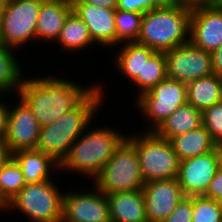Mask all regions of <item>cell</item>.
<instances>
[{
  "instance_id": "obj_32",
  "label": "cell",
  "mask_w": 222,
  "mask_h": 222,
  "mask_svg": "<svg viewBox=\"0 0 222 222\" xmlns=\"http://www.w3.org/2000/svg\"><path fill=\"white\" fill-rule=\"evenodd\" d=\"M156 7L153 0H118L117 3V9L119 10L139 13H146Z\"/></svg>"
},
{
  "instance_id": "obj_17",
  "label": "cell",
  "mask_w": 222,
  "mask_h": 222,
  "mask_svg": "<svg viewBox=\"0 0 222 222\" xmlns=\"http://www.w3.org/2000/svg\"><path fill=\"white\" fill-rule=\"evenodd\" d=\"M73 11L72 0H43L37 17L36 41L55 43L68 15Z\"/></svg>"
},
{
  "instance_id": "obj_43",
  "label": "cell",
  "mask_w": 222,
  "mask_h": 222,
  "mask_svg": "<svg viewBox=\"0 0 222 222\" xmlns=\"http://www.w3.org/2000/svg\"><path fill=\"white\" fill-rule=\"evenodd\" d=\"M0 211L2 212H5V206L0 202Z\"/></svg>"
},
{
  "instance_id": "obj_24",
  "label": "cell",
  "mask_w": 222,
  "mask_h": 222,
  "mask_svg": "<svg viewBox=\"0 0 222 222\" xmlns=\"http://www.w3.org/2000/svg\"><path fill=\"white\" fill-rule=\"evenodd\" d=\"M57 42L67 53L81 51L88 46L92 48L91 45H96L90 36L88 27L74 11L66 18L56 44H58Z\"/></svg>"
},
{
  "instance_id": "obj_29",
  "label": "cell",
  "mask_w": 222,
  "mask_h": 222,
  "mask_svg": "<svg viewBox=\"0 0 222 222\" xmlns=\"http://www.w3.org/2000/svg\"><path fill=\"white\" fill-rule=\"evenodd\" d=\"M192 222H222V210L216 200L193 196Z\"/></svg>"
},
{
  "instance_id": "obj_2",
  "label": "cell",
  "mask_w": 222,
  "mask_h": 222,
  "mask_svg": "<svg viewBox=\"0 0 222 222\" xmlns=\"http://www.w3.org/2000/svg\"><path fill=\"white\" fill-rule=\"evenodd\" d=\"M98 86L76 107L57 122L42 126L36 149L51 156L56 162H61L68 155L72 144L90 128L94 116L98 114L103 104V85Z\"/></svg>"
},
{
  "instance_id": "obj_23",
  "label": "cell",
  "mask_w": 222,
  "mask_h": 222,
  "mask_svg": "<svg viewBox=\"0 0 222 222\" xmlns=\"http://www.w3.org/2000/svg\"><path fill=\"white\" fill-rule=\"evenodd\" d=\"M201 125H203L202 112L191 104L186 103L166 118L155 132L159 136L169 140L173 136L195 130Z\"/></svg>"
},
{
  "instance_id": "obj_44",
  "label": "cell",
  "mask_w": 222,
  "mask_h": 222,
  "mask_svg": "<svg viewBox=\"0 0 222 222\" xmlns=\"http://www.w3.org/2000/svg\"><path fill=\"white\" fill-rule=\"evenodd\" d=\"M216 3L220 6H222V0H216Z\"/></svg>"
},
{
  "instance_id": "obj_39",
  "label": "cell",
  "mask_w": 222,
  "mask_h": 222,
  "mask_svg": "<svg viewBox=\"0 0 222 222\" xmlns=\"http://www.w3.org/2000/svg\"><path fill=\"white\" fill-rule=\"evenodd\" d=\"M157 7H175L180 5L179 0H153Z\"/></svg>"
},
{
  "instance_id": "obj_22",
  "label": "cell",
  "mask_w": 222,
  "mask_h": 222,
  "mask_svg": "<svg viewBox=\"0 0 222 222\" xmlns=\"http://www.w3.org/2000/svg\"><path fill=\"white\" fill-rule=\"evenodd\" d=\"M115 55L114 63L118 71L129 81L133 82L138 76H142L144 61H147L156 51L136 42H125L120 44Z\"/></svg>"
},
{
  "instance_id": "obj_15",
  "label": "cell",
  "mask_w": 222,
  "mask_h": 222,
  "mask_svg": "<svg viewBox=\"0 0 222 222\" xmlns=\"http://www.w3.org/2000/svg\"><path fill=\"white\" fill-rule=\"evenodd\" d=\"M142 192L147 222H162L185 197L177 178L146 182Z\"/></svg>"
},
{
  "instance_id": "obj_20",
  "label": "cell",
  "mask_w": 222,
  "mask_h": 222,
  "mask_svg": "<svg viewBox=\"0 0 222 222\" xmlns=\"http://www.w3.org/2000/svg\"><path fill=\"white\" fill-rule=\"evenodd\" d=\"M169 141L180 161L209 153L216 147V143L203 125L187 133L173 136Z\"/></svg>"
},
{
  "instance_id": "obj_4",
  "label": "cell",
  "mask_w": 222,
  "mask_h": 222,
  "mask_svg": "<svg viewBox=\"0 0 222 222\" xmlns=\"http://www.w3.org/2000/svg\"><path fill=\"white\" fill-rule=\"evenodd\" d=\"M191 8L183 5L156 7L144 13L136 43L166 52L189 43Z\"/></svg>"
},
{
  "instance_id": "obj_13",
  "label": "cell",
  "mask_w": 222,
  "mask_h": 222,
  "mask_svg": "<svg viewBox=\"0 0 222 222\" xmlns=\"http://www.w3.org/2000/svg\"><path fill=\"white\" fill-rule=\"evenodd\" d=\"M219 168L216 149L179 164L177 180L185 197L202 196Z\"/></svg>"
},
{
  "instance_id": "obj_12",
  "label": "cell",
  "mask_w": 222,
  "mask_h": 222,
  "mask_svg": "<svg viewBox=\"0 0 222 222\" xmlns=\"http://www.w3.org/2000/svg\"><path fill=\"white\" fill-rule=\"evenodd\" d=\"M189 42L209 53L222 45V6L191 8Z\"/></svg>"
},
{
  "instance_id": "obj_5",
  "label": "cell",
  "mask_w": 222,
  "mask_h": 222,
  "mask_svg": "<svg viewBox=\"0 0 222 222\" xmlns=\"http://www.w3.org/2000/svg\"><path fill=\"white\" fill-rule=\"evenodd\" d=\"M104 194L142 190L145 185L135 145L125 137L93 180Z\"/></svg>"
},
{
  "instance_id": "obj_8",
  "label": "cell",
  "mask_w": 222,
  "mask_h": 222,
  "mask_svg": "<svg viewBox=\"0 0 222 222\" xmlns=\"http://www.w3.org/2000/svg\"><path fill=\"white\" fill-rule=\"evenodd\" d=\"M43 0L8 1L0 18L1 44L19 50L36 41L37 17ZM31 39V40H30Z\"/></svg>"
},
{
  "instance_id": "obj_35",
  "label": "cell",
  "mask_w": 222,
  "mask_h": 222,
  "mask_svg": "<svg viewBox=\"0 0 222 222\" xmlns=\"http://www.w3.org/2000/svg\"><path fill=\"white\" fill-rule=\"evenodd\" d=\"M213 74L222 78V45L211 53Z\"/></svg>"
},
{
  "instance_id": "obj_36",
  "label": "cell",
  "mask_w": 222,
  "mask_h": 222,
  "mask_svg": "<svg viewBox=\"0 0 222 222\" xmlns=\"http://www.w3.org/2000/svg\"><path fill=\"white\" fill-rule=\"evenodd\" d=\"M72 3H89L106 9H116L118 0H72Z\"/></svg>"
},
{
  "instance_id": "obj_34",
  "label": "cell",
  "mask_w": 222,
  "mask_h": 222,
  "mask_svg": "<svg viewBox=\"0 0 222 222\" xmlns=\"http://www.w3.org/2000/svg\"><path fill=\"white\" fill-rule=\"evenodd\" d=\"M0 96L5 97V94H2ZM1 100H0V139H4L7 131L9 105H7L8 103L5 104L3 98Z\"/></svg>"
},
{
  "instance_id": "obj_7",
  "label": "cell",
  "mask_w": 222,
  "mask_h": 222,
  "mask_svg": "<svg viewBox=\"0 0 222 222\" xmlns=\"http://www.w3.org/2000/svg\"><path fill=\"white\" fill-rule=\"evenodd\" d=\"M53 181L26 184L5 206V211L18 209L29 218L28 222H61L64 193Z\"/></svg>"
},
{
  "instance_id": "obj_3",
  "label": "cell",
  "mask_w": 222,
  "mask_h": 222,
  "mask_svg": "<svg viewBox=\"0 0 222 222\" xmlns=\"http://www.w3.org/2000/svg\"><path fill=\"white\" fill-rule=\"evenodd\" d=\"M126 136L120 130L115 131L106 125L96 129L92 126L90 131L86 129L72 144L68 155L60 164V171L77 172L93 181Z\"/></svg>"
},
{
  "instance_id": "obj_26",
  "label": "cell",
  "mask_w": 222,
  "mask_h": 222,
  "mask_svg": "<svg viewBox=\"0 0 222 222\" xmlns=\"http://www.w3.org/2000/svg\"><path fill=\"white\" fill-rule=\"evenodd\" d=\"M167 78L166 58L164 52H155L142 67V76H138L133 82L139 92L138 96L149 91L160 81Z\"/></svg>"
},
{
  "instance_id": "obj_28",
  "label": "cell",
  "mask_w": 222,
  "mask_h": 222,
  "mask_svg": "<svg viewBox=\"0 0 222 222\" xmlns=\"http://www.w3.org/2000/svg\"><path fill=\"white\" fill-rule=\"evenodd\" d=\"M144 13L115 9L116 47L125 42H136Z\"/></svg>"
},
{
  "instance_id": "obj_9",
  "label": "cell",
  "mask_w": 222,
  "mask_h": 222,
  "mask_svg": "<svg viewBox=\"0 0 222 222\" xmlns=\"http://www.w3.org/2000/svg\"><path fill=\"white\" fill-rule=\"evenodd\" d=\"M135 102L140 114L145 120H150L152 127L149 126L151 129L146 131H155L166 118L187 103V85L167 77L138 98L136 96Z\"/></svg>"
},
{
  "instance_id": "obj_42",
  "label": "cell",
  "mask_w": 222,
  "mask_h": 222,
  "mask_svg": "<svg viewBox=\"0 0 222 222\" xmlns=\"http://www.w3.org/2000/svg\"><path fill=\"white\" fill-rule=\"evenodd\" d=\"M217 203H218L220 209L222 210V197L217 200Z\"/></svg>"
},
{
  "instance_id": "obj_10",
  "label": "cell",
  "mask_w": 222,
  "mask_h": 222,
  "mask_svg": "<svg viewBox=\"0 0 222 222\" xmlns=\"http://www.w3.org/2000/svg\"><path fill=\"white\" fill-rule=\"evenodd\" d=\"M165 53L167 77L183 83L213 74L211 53L190 42Z\"/></svg>"
},
{
  "instance_id": "obj_41",
  "label": "cell",
  "mask_w": 222,
  "mask_h": 222,
  "mask_svg": "<svg viewBox=\"0 0 222 222\" xmlns=\"http://www.w3.org/2000/svg\"><path fill=\"white\" fill-rule=\"evenodd\" d=\"M7 2H8L7 0H0V18H1V14H2Z\"/></svg>"
},
{
  "instance_id": "obj_16",
  "label": "cell",
  "mask_w": 222,
  "mask_h": 222,
  "mask_svg": "<svg viewBox=\"0 0 222 222\" xmlns=\"http://www.w3.org/2000/svg\"><path fill=\"white\" fill-rule=\"evenodd\" d=\"M73 11L88 27L92 40L107 48L116 46L115 9L89 3H72Z\"/></svg>"
},
{
  "instance_id": "obj_40",
  "label": "cell",
  "mask_w": 222,
  "mask_h": 222,
  "mask_svg": "<svg viewBox=\"0 0 222 222\" xmlns=\"http://www.w3.org/2000/svg\"><path fill=\"white\" fill-rule=\"evenodd\" d=\"M215 149H216L217 154H218L219 167L222 169V142L217 143Z\"/></svg>"
},
{
  "instance_id": "obj_30",
  "label": "cell",
  "mask_w": 222,
  "mask_h": 222,
  "mask_svg": "<svg viewBox=\"0 0 222 222\" xmlns=\"http://www.w3.org/2000/svg\"><path fill=\"white\" fill-rule=\"evenodd\" d=\"M202 122L212 140L216 144L222 142V101L202 113Z\"/></svg>"
},
{
  "instance_id": "obj_21",
  "label": "cell",
  "mask_w": 222,
  "mask_h": 222,
  "mask_svg": "<svg viewBox=\"0 0 222 222\" xmlns=\"http://www.w3.org/2000/svg\"><path fill=\"white\" fill-rule=\"evenodd\" d=\"M186 85L187 103L202 113L222 101V78L215 74L196 79Z\"/></svg>"
},
{
  "instance_id": "obj_38",
  "label": "cell",
  "mask_w": 222,
  "mask_h": 222,
  "mask_svg": "<svg viewBox=\"0 0 222 222\" xmlns=\"http://www.w3.org/2000/svg\"><path fill=\"white\" fill-rule=\"evenodd\" d=\"M179 4L190 8L196 6L213 5L216 4V0H179Z\"/></svg>"
},
{
  "instance_id": "obj_1",
  "label": "cell",
  "mask_w": 222,
  "mask_h": 222,
  "mask_svg": "<svg viewBox=\"0 0 222 222\" xmlns=\"http://www.w3.org/2000/svg\"><path fill=\"white\" fill-rule=\"evenodd\" d=\"M54 77L25 78L18 91V97L27 104L41 127L57 122L98 86L97 83L83 87L70 79Z\"/></svg>"
},
{
  "instance_id": "obj_37",
  "label": "cell",
  "mask_w": 222,
  "mask_h": 222,
  "mask_svg": "<svg viewBox=\"0 0 222 222\" xmlns=\"http://www.w3.org/2000/svg\"><path fill=\"white\" fill-rule=\"evenodd\" d=\"M13 158V152L9 149L5 139H0V169Z\"/></svg>"
},
{
  "instance_id": "obj_31",
  "label": "cell",
  "mask_w": 222,
  "mask_h": 222,
  "mask_svg": "<svg viewBox=\"0 0 222 222\" xmlns=\"http://www.w3.org/2000/svg\"><path fill=\"white\" fill-rule=\"evenodd\" d=\"M193 196L184 197L162 222H192Z\"/></svg>"
},
{
  "instance_id": "obj_33",
  "label": "cell",
  "mask_w": 222,
  "mask_h": 222,
  "mask_svg": "<svg viewBox=\"0 0 222 222\" xmlns=\"http://www.w3.org/2000/svg\"><path fill=\"white\" fill-rule=\"evenodd\" d=\"M203 196L216 201L222 197V169L220 167Z\"/></svg>"
},
{
  "instance_id": "obj_19",
  "label": "cell",
  "mask_w": 222,
  "mask_h": 222,
  "mask_svg": "<svg viewBox=\"0 0 222 222\" xmlns=\"http://www.w3.org/2000/svg\"><path fill=\"white\" fill-rule=\"evenodd\" d=\"M111 222H147L142 190L107 194Z\"/></svg>"
},
{
  "instance_id": "obj_27",
  "label": "cell",
  "mask_w": 222,
  "mask_h": 222,
  "mask_svg": "<svg viewBox=\"0 0 222 222\" xmlns=\"http://www.w3.org/2000/svg\"><path fill=\"white\" fill-rule=\"evenodd\" d=\"M26 184L20 166L12 158L0 169V202L6 206Z\"/></svg>"
},
{
  "instance_id": "obj_6",
  "label": "cell",
  "mask_w": 222,
  "mask_h": 222,
  "mask_svg": "<svg viewBox=\"0 0 222 222\" xmlns=\"http://www.w3.org/2000/svg\"><path fill=\"white\" fill-rule=\"evenodd\" d=\"M143 131V132H142ZM126 137L135 145L145 183L177 178L180 160L168 139L155 131L142 130Z\"/></svg>"
},
{
  "instance_id": "obj_14",
  "label": "cell",
  "mask_w": 222,
  "mask_h": 222,
  "mask_svg": "<svg viewBox=\"0 0 222 222\" xmlns=\"http://www.w3.org/2000/svg\"><path fill=\"white\" fill-rule=\"evenodd\" d=\"M17 99L15 107H9L5 142L12 152L36 149L41 126L27 104L20 97Z\"/></svg>"
},
{
  "instance_id": "obj_11",
  "label": "cell",
  "mask_w": 222,
  "mask_h": 222,
  "mask_svg": "<svg viewBox=\"0 0 222 222\" xmlns=\"http://www.w3.org/2000/svg\"><path fill=\"white\" fill-rule=\"evenodd\" d=\"M82 191L64 193L61 222H111L106 194L94 185L93 190Z\"/></svg>"
},
{
  "instance_id": "obj_25",
  "label": "cell",
  "mask_w": 222,
  "mask_h": 222,
  "mask_svg": "<svg viewBox=\"0 0 222 222\" xmlns=\"http://www.w3.org/2000/svg\"><path fill=\"white\" fill-rule=\"evenodd\" d=\"M15 50L0 44V94L9 95L12 91L18 94L25 78Z\"/></svg>"
},
{
  "instance_id": "obj_18",
  "label": "cell",
  "mask_w": 222,
  "mask_h": 222,
  "mask_svg": "<svg viewBox=\"0 0 222 222\" xmlns=\"http://www.w3.org/2000/svg\"><path fill=\"white\" fill-rule=\"evenodd\" d=\"M13 159L20 166L27 184L52 180L50 175H53L54 170H60L58 162L38 149L15 151L13 152Z\"/></svg>"
}]
</instances>
